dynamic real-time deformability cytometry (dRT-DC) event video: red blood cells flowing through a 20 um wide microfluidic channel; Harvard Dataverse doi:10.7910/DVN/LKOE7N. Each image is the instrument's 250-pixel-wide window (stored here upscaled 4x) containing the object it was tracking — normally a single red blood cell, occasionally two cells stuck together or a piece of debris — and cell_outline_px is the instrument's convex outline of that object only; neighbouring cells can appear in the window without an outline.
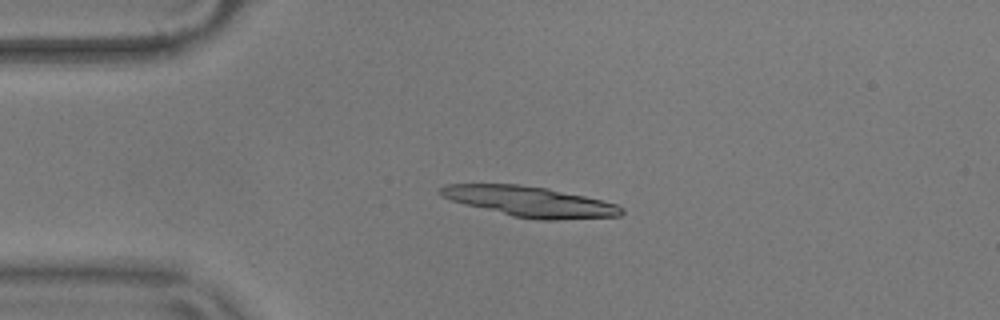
{"species": "common noctule bat (a hibernating species)", "species_latin": "Nyctalus noctula", "temperature_condition": "warm", "stored_images_in_passage": 5, "camera_frame_rate_fps": 3000, "um_per_image_px": 0.085, "animal": {"sex": "male", "body_mass_g": 17.9}, "frame": {"image": 1, "passage_image": 1, "time_ms": 0.0, "image_size_px": [1000, 320], "cell_outline_px": [[624, 212], [620, 216], [556, 220], [540, 220], [512, 216], [452, 200], [440, 196], [436, 192], [444, 184], [516, 184], [548, 188], [584, 196], [616, 204], [624, 208]], "centroid_in_image_um": [45.04, 17.13], "position_along_channel_um": 40.0, "area_um2": 31.79}}